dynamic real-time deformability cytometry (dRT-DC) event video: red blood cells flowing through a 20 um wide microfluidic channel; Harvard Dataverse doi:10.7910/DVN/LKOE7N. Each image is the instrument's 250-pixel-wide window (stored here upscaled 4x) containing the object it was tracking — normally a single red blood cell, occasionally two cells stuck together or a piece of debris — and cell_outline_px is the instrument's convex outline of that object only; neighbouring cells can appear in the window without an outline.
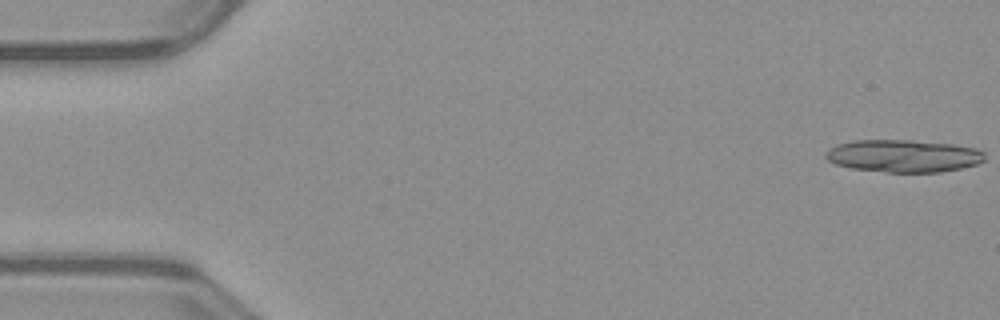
{"species": "common noctule bat (a hibernating species)", "species_latin": "Nyctalus noctula", "temperature_condition": "warm", "stored_images_in_passage": 8, "camera_frame_rate_fps": 3000, "um_per_image_px": 0.085, "animal": {"sex": "male", "body_mass_g": 23.1, "forearm_length_mm": 52.7}, "frame": {"image": 1, "passage_image": 1, "time_ms": 0.0, "image_size_px": [1000, 320], "cell_outline_px": [[984, 160], [976, 164], [960, 168], [940, 172], [888, 172], [852, 168], [836, 164], [828, 160], [824, 156], [828, 148], [836, 144], [852, 140], [912, 140], [952, 144], [976, 148], [984, 152]], "centroid_in_image_um": [76.76, 13.24], "position_along_channel_um": 8.2, "area_um2": 30.11}}